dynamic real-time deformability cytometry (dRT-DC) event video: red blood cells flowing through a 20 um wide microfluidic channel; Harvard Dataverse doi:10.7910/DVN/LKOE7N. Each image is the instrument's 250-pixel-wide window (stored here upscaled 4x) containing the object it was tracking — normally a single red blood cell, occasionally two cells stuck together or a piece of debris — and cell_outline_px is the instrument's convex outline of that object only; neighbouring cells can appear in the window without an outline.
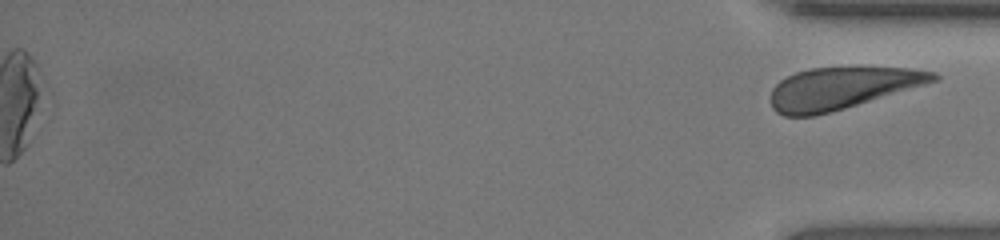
{"species": "human", "species_latin": "Homo sapiens", "temperature_condition": "room temperature", "stored_images_in_passage": 47, "segment_of_instrument_passage": [2, 2], "camera_frame_rate_fps": 3000, "um_per_image_px": 0.085, "donor": {"sex": "female"}, "frame": {"image": 1, "passage_image": 47, "time_ms": 15.333, "image_size_px": [1000, 240], "cell_outline_px": [[940, 80], [844, 108], [812, 116], [784, 116], [776, 112], [772, 108], [768, 100], [772, 88], [780, 80], [796, 72], [812, 68], [852, 64], [908, 68], [936, 72], [940, 76]], "centroid_in_image_um": [71.56, 7.44], "position_along_channel_um": 363.6, "area_um2": 40.81}}